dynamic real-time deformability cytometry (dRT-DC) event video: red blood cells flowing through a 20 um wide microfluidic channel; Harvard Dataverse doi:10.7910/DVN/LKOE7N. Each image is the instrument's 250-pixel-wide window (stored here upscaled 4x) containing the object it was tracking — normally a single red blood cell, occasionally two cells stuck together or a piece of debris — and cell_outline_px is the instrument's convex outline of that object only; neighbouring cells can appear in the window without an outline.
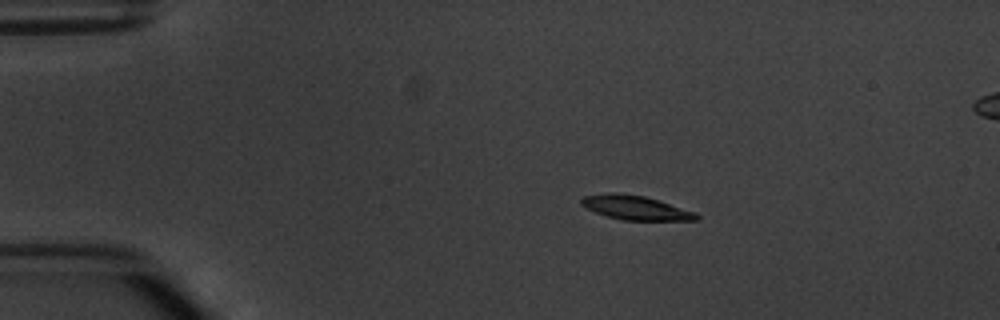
{"species": "common noctule bat (a hibernating species)", "species_latin": "Nyctalus noctula", "temperature_condition": "warm", "stored_images_in_passage": 5, "camera_frame_rate_fps": 3000, "um_per_image_px": 0.085, "animal": {"sex": "male", "body_mass_g": 20.1, "forearm_length_mm": 53.5}, "frame": {"image": 1, "passage_image": 2, "time_ms": 1.333, "image_size_px": [1000, 320], "cell_outline_px": [[700, 220], [624, 220], [608, 216], [596, 212], [580, 204], [580, 200], [584, 196], [612, 192], [644, 196], [696, 212], [700, 216]], "centroid_in_image_um": [54.05, 17.66], "position_along_channel_um": 31.0, "area_um2": 15.95}}